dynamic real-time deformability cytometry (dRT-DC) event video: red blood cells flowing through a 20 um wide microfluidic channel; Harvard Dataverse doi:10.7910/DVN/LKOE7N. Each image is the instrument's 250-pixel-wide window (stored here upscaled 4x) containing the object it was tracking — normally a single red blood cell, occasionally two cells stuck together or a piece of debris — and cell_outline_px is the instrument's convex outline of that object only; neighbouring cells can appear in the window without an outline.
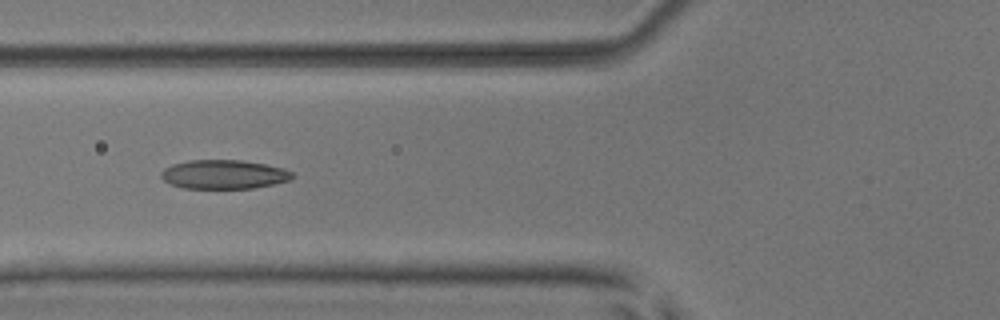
{"species": "common noctule bat (a hibernating species)", "species_latin": "Nyctalus noctula", "temperature_condition": "room temperature", "stored_images_in_passage": 7, "camera_frame_rate_fps": 3000, "um_per_image_px": 0.085, "animal": {"sex": "male", "body_mass_g": 17.9, "forearm_length_mm": 54.2}, "frame": {"image": 1, "passage_image": 6, "time_ms": 1.667, "image_size_px": [1000, 320], "cell_outline_px": [[292, 180], [252, 188], [184, 188], [172, 184], [164, 180], [160, 176], [160, 172], [164, 168], [172, 164], [188, 160], [240, 160], [264, 164], [284, 168], [292, 172]], "centroid_in_image_um": [19.01, 14.82], "position_along_channel_um": 106.8, "area_um2": 22.08}}
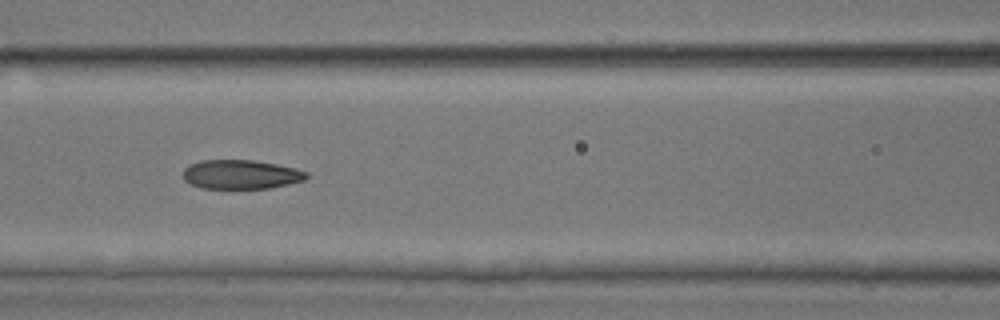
{"frame": {"image": 2, "passage_image": 7, "time_ms": 2.0, "image_size_px": [1000, 320], "cell_outline_px": [[308, 176], [304, 180], [288, 184], [268, 188], [200, 188], [184, 180], [184, 168], [188, 164], [200, 160], [252, 160], [276, 164], [296, 168], [308, 172]], "centroid_in_image_um": [20.47, 14.82], "position_along_channel_um": 146.1, "area_um2": 20.92}}